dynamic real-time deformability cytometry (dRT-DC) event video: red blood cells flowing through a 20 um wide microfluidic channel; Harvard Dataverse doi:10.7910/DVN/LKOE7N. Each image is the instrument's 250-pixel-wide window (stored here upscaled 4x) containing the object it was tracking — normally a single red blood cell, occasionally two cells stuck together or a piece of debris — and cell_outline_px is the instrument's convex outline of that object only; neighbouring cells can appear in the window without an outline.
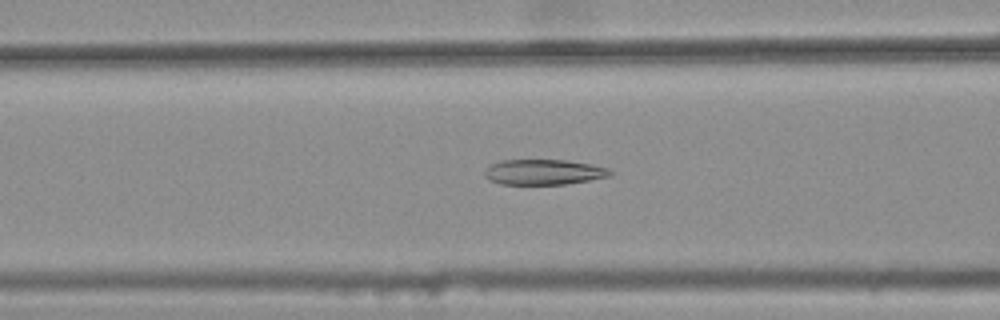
{"species": "common noctule bat (a hibernating species)", "species_latin": "Nyctalus noctula", "temperature_condition": "warm", "stored_images_in_passage": 29, "camera_frame_rate_fps": 3000, "um_per_image_px": 0.085, "animal": {"sex": "female", "body_mass_g": 25.1}, "frame": {"image": 1, "passage_image": 17, "time_ms": 5.333, "image_size_px": [1000, 320], "cell_outline_px": [[612, 172], [608, 176], [588, 180], [564, 184], [500, 184], [488, 180], [484, 176], [484, 172], [492, 164], [500, 160], [568, 160], [592, 164], [608, 168]], "centroid_in_image_um": [46.18, 14.62], "position_along_channel_um": 120.4, "area_um2": 18.44}}
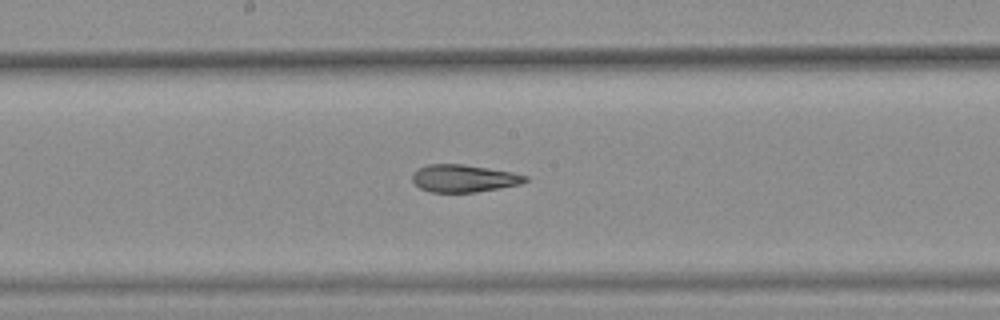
{"frame": {"image": 2, "passage_image": 24, "time_ms": 7.667, "image_size_px": [1000, 320], "cell_outline_px": [[528, 180], [520, 184], [500, 188], [476, 192], [432, 192], [420, 188], [412, 180], [412, 176], [420, 168], [428, 164], [464, 164], [512, 172], [528, 176]], "centroid_in_image_um": [39.45, 15.16], "position_along_channel_um": 208.7, "area_um2": 17.92}}
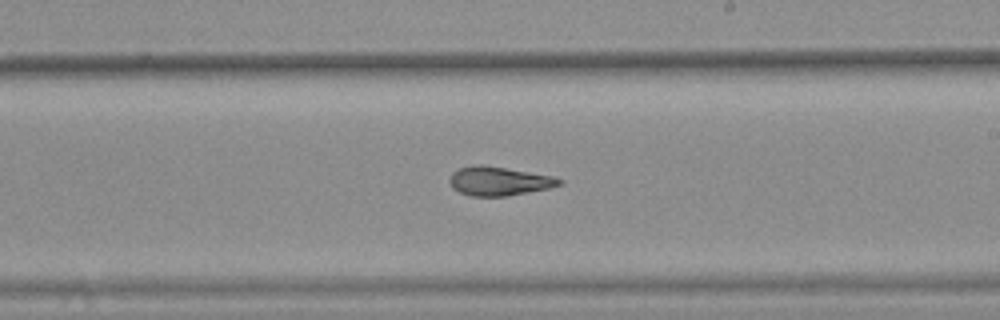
{"frame": {"image": 3, "passage_image": 27, "time_ms": 8.667, "image_size_px": [1000, 320], "cell_outline_px": [[564, 180], [560, 184], [548, 188], [508, 196], [468, 196], [452, 188], [448, 180], [452, 172], [460, 168], [476, 164], [480, 164], [552, 176]], "centroid_in_image_um": [42.35, 15.4], "position_along_channel_um": 246.6, "area_um2": 18.32}}